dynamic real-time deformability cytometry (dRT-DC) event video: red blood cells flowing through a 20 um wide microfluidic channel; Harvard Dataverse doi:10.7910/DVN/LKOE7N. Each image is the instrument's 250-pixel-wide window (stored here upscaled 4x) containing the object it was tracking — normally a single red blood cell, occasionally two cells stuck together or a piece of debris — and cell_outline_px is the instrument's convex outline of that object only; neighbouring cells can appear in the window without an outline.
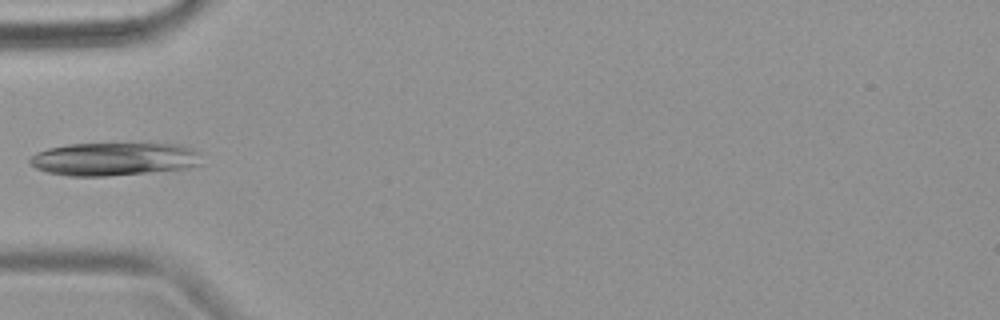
{"species": "common noctule bat (a hibernating species)", "species_latin": "Nyctalus noctula", "temperature_condition": "warm", "stored_images_in_passage": 4, "camera_frame_rate_fps": 3000, "um_per_image_px": 0.085, "animal": {"sex": "female", "body_mass_g": 18.4}, "frame": {"image": 1, "passage_image": 4, "time_ms": 3.333, "image_size_px": [1000, 320], "cell_outline_px": [[200, 164], [188, 168], [108, 176], [68, 176], [48, 172], [36, 168], [28, 164], [28, 160], [36, 152], [48, 148], [68, 144], [148, 140], [180, 144], [192, 148], [196, 152]], "centroid_in_image_um": [9.7, 13.45], "position_along_channel_um": 75.3, "area_um2": 34.56}}